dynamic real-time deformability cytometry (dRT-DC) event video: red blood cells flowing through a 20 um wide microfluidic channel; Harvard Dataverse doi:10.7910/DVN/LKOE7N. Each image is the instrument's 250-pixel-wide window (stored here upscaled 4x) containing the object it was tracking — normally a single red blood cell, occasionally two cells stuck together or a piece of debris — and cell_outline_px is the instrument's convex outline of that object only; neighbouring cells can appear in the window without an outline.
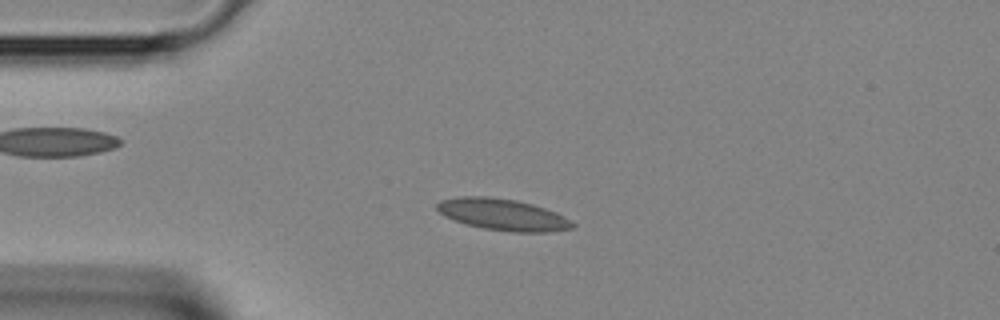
{"species": "Egyptian fruit bat (a non-hibernating species)", "species_latin": "Rousettus aegyptiacus", "temperature_condition": "room temperature", "stored_images_in_passage": 2, "camera_frame_rate_fps": 3000, "um_per_image_px": 0.085, "animal": {"sex": "female"}, "frame": {"image": 1, "passage_image": 2, "time_ms": 0.333, "image_size_px": [1000, 320], "cell_outline_px": [[576, 224], [572, 228], [552, 232], [512, 232], [484, 228], [464, 224], [444, 216], [436, 208], [436, 204], [440, 200], [456, 196], [488, 196], [516, 200], [532, 204], [556, 212], [564, 216]], "centroid_in_image_um": [42.72, 18.23], "position_along_channel_um": 42.3, "area_um2": 25.09}}